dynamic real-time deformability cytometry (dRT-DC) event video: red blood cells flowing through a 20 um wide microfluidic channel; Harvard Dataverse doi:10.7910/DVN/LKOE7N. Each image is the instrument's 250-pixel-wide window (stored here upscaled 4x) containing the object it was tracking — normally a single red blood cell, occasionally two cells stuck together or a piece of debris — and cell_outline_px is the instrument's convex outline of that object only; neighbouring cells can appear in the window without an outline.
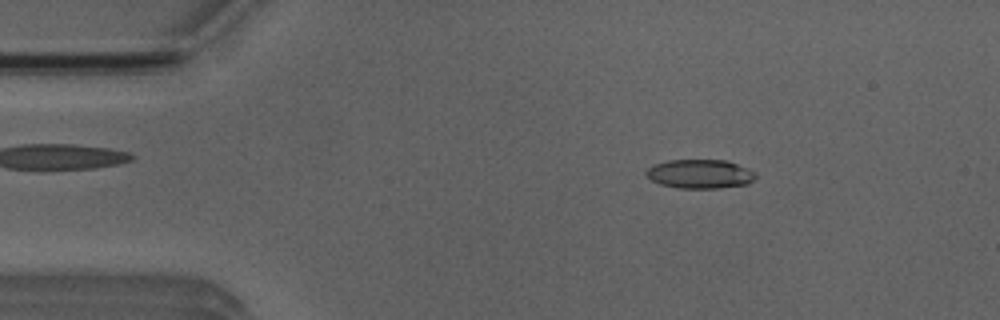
{"species": "Egyptian fruit bat (a non-hibernating species)", "species_latin": "Rousettus aegyptiacus", "temperature_condition": "room temperature", "stored_images_in_passage": 4, "camera_frame_rate_fps": 3000, "um_per_image_px": 0.085, "animal": {"sex": "male"}, "frame": {"image": 1, "passage_image": 1, "time_ms": 0.0, "image_size_px": [1000, 320], "cell_outline_px": [[756, 176], [748, 184], [716, 188], [680, 188], [660, 184], [652, 180], [644, 172], [648, 168], [656, 164], [668, 160], [724, 160], [748, 168], [756, 172]], "centroid_in_image_um": [59.51, 14.78], "position_along_channel_um": 25.5, "area_um2": 18.32}}